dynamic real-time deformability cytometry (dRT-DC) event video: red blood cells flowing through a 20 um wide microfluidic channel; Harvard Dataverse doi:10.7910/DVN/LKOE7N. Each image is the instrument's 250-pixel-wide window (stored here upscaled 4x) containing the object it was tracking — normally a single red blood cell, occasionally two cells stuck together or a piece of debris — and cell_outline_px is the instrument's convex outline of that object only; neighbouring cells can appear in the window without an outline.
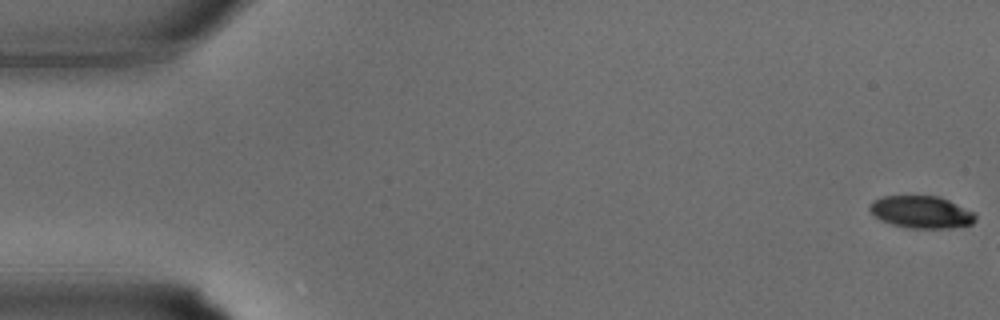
{"species": "common noctule bat (a hibernating species)", "species_latin": "Nyctalus noctula", "temperature_condition": "warm", "stored_images_in_passage": 5, "camera_frame_rate_fps": 3000, "um_per_image_px": 0.085, "animal": {"sex": "male", "body_mass_g": 15.6}, "frame": {"image": 1, "passage_image": 1, "time_ms": 0.0, "image_size_px": [1000, 320], "cell_outline_px": [[976, 220], [972, 224], [952, 228], [908, 228], [892, 224], [880, 220], [872, 216], [868, 208], [868, 204], [872, 200], [884, 196], [940, 196], [976, 212]], "centroid_in_image_um": [78.3, 18.02], "position_along_channel_um": 6.7, "area_um2": 20.29}}